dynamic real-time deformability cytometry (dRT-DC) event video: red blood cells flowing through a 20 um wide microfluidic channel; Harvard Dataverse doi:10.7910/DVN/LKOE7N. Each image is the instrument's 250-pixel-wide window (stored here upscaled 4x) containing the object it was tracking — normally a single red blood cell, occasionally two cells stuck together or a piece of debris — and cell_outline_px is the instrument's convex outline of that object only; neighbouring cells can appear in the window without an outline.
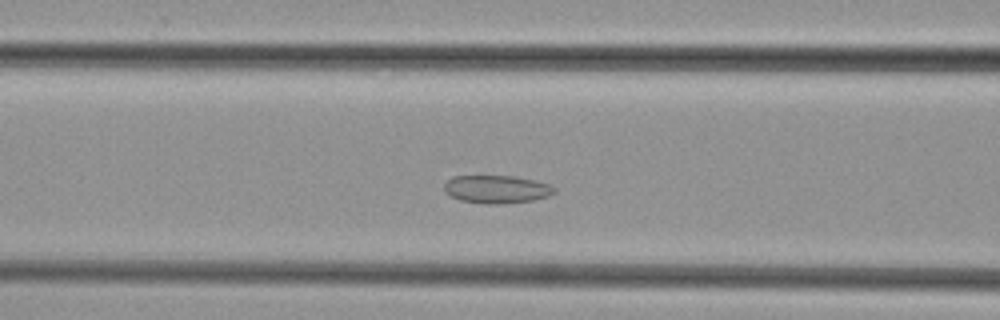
{"species": "common noctule bat (a hibernating species)", "species_latin": "Nyctalus noctula", "temperature_condition": "cold", "stored_images_in_passage": 42, "camera_frame_rate_fps": 3000, "um_per_image_px": 0.085, "animal": {"sex": "female", "body_mass_g": 29.2, "forearm_length_mm": 56.3}, "frame": {"image": 1, "passage_image": 13, "time_ms": 4.0, "image_size_px": [1000, 320], "cell_outline_px": [[556, 192], [548, 196], [532, 200], [504, 204], [484, 204], [460, 200], [444, 192], [444, 184], [452, 176], [512, 176], [532, 180], [548, 184], [556, 188]], "centroid_in_image_um": [42.19, 16.09], "position_along_channel_um": 124.4, "area_um2": 17.92}}
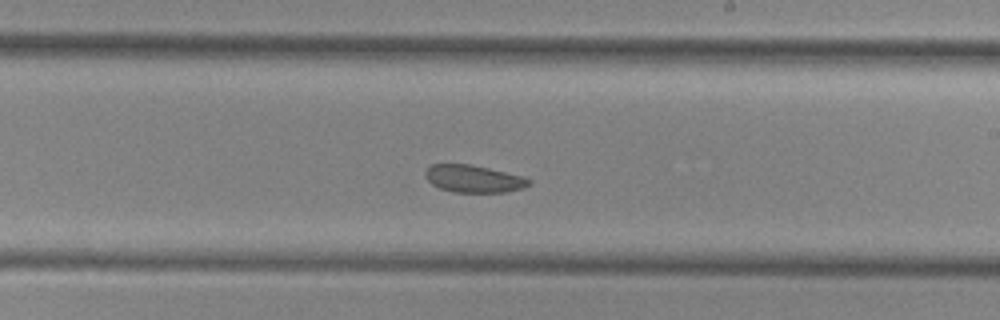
{"frame": {"image": 2, "passage_image": 22, "time_ms": 7.0, "image_size_px": [1000, 320], "cell_outline_px": [[532, 184], [524, 188], [504, 192], [452, 192], [440, 188], [432, 184], [424, 176], [424, 172], [432, 164], [472, 164], [524, 176], [532, 180]], "centroid_in_image_um": [40.29, 15.19], "position_along_channel_um": 248.7, "area_um2": 16.7}}
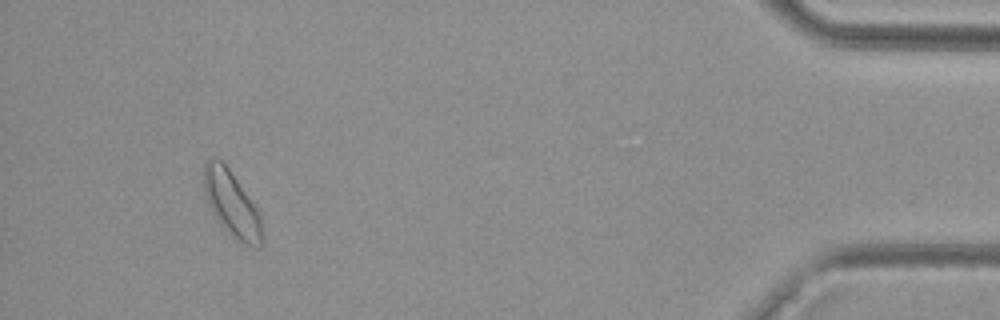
{"frame": {"image": 3, "passage_image": 39, "time_ms": 12.667, "image_size_px": [1000, 320], "cell_outline_px": [[264, 240], [260, 248], [256, 248], [244, 244], [212, 212], [208, 204], [204, 192], [204, 164], [208, 156], [220, 160], [228, 168], [256, 208], [260, 216]], "centroid_in_image_um": [19.7, 17.3], "position_along_channel_um": 415.5, "area_um2": 21.44}}